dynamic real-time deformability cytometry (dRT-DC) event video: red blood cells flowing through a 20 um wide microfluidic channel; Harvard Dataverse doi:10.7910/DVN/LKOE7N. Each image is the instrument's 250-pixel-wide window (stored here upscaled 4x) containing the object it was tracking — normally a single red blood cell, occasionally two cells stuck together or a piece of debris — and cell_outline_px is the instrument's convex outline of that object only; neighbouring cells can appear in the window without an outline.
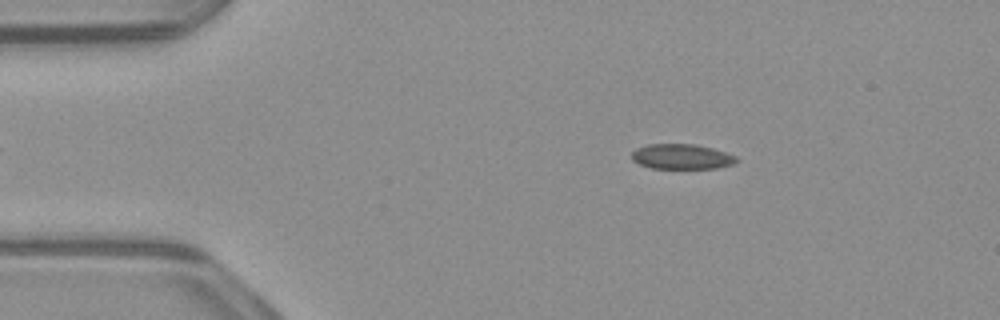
{"species": "common noctule bat (a hibernating species)", "species_latin": "Nyctalus noctula", "temperature_condition": "warm", "stored_images_in_passage": 51, "camera_frame_rate_fps": 3000, "um_per_image_px": 0.085, "animal": {"sex": "male", "body_mass_g": 23.1, "forearm_length_mm": 52.7}, "frame": {"image": 1, "passage_image": 8, "time_ms": 2.333, "image_size_px": [1000, 320], "cell_outline_px": [[740, 160], [736, 164], [716, 168], [652, 168], [640, 164], [632, 160], [632, 152], [636, 148], [648, 144], [696, 144], [712, 148], [736, 156]], "centroid_in_image_um": [57.97, 13.31], "position_along_channel_um": 27.0, "area_um2": 15.37}}
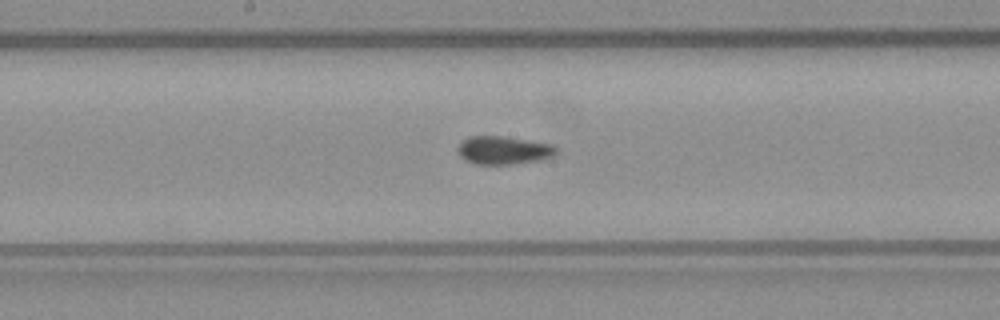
{"frame": {"image": 2, "passage_image": 26, "time_ms": 8.333, "image_size_px": [1000, 320], "cell_outline_px": [[560, 152], [552, 156], [536, 160], [512, 164], [476, 164], [464, 160], [456, 152], [456, 148], [468, 136], [500, 136], [552, 144], [560, 148]], "centroid_in_image_um": [42.79, 12.77], "position_along_channel_um": 205.4, "area_um2": 16.18}}
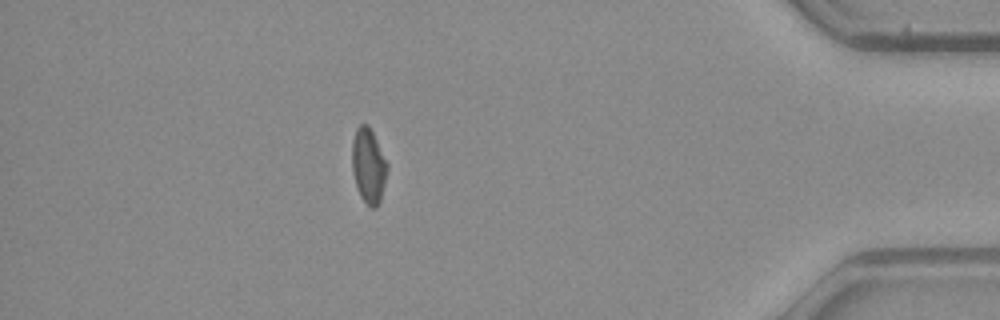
{"frame": {"image": 3, "passage_image": 45, "time_ms": 14.667, "image_size_px": [1000, 320], "cell_outline_px": [[388, 168], [380, 200], [376, 208], [372, 208], [360, 196], [352, 172], [352, 140], [356, 128], [360, 124], [368, 124], [388, 164]], "centroid_in_image_um": [31.31, 14.07], "position_along_channel_um": 403.9, "area_um2": 15.2}, "authors_computed_cell_mechanics": {"area_um2": 16.184, "velocity_mm_per_s": 3.9383, "shape_relaxation_time_tau1_ms": null, "shape_relaxation_time_tau2_ms": 3.309, "deformation_change_tau1": null, "deformation_change_tau2": 0.0887}}